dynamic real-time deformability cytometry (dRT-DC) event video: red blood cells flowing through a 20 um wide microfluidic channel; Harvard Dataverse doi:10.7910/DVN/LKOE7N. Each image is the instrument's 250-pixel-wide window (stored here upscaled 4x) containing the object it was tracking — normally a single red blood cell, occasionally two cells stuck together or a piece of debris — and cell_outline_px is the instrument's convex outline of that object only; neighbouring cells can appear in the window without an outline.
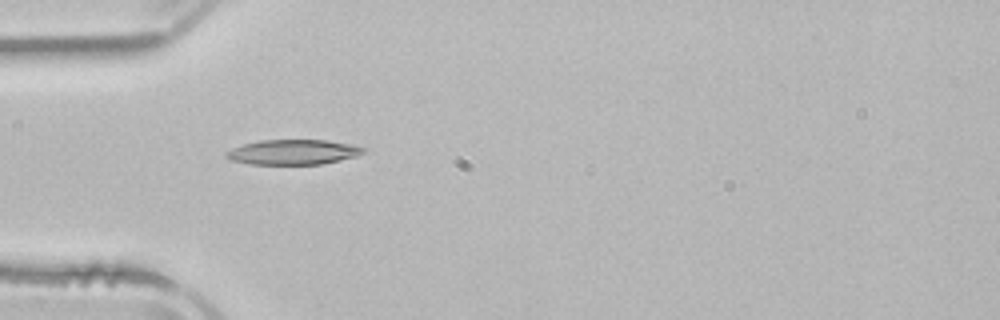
{"species": "common noctule bat (a hibernating species)", "species_latin": "Nyctalus noctula", "temperature_condition": "room temperature", "stored_images_in_passage": 5, "camera_frame_rate_fps": 3000, "um_per_image_px": 0.085, "animal": {"sex": "male", "body_mass_g": 21.5, "forearm_length_mm": 52.0}, "frame": {"image": 1, "passage_image": 4, "time_ms": 5.0, "image_size_px": [1000, 320], "cell_outline_px": [[368, 148], [364, 152], [356, 156], [340, 160], [320, 164], [248, 164], [232, 160], [224, 156], [224, 152], [232, 148], [244, 144], [260, 140], [328, 140]], "centroid_in_image_um": [24.89, 12.92], "position_along_channel_um": 60.1, "area_um2": 19.94}}
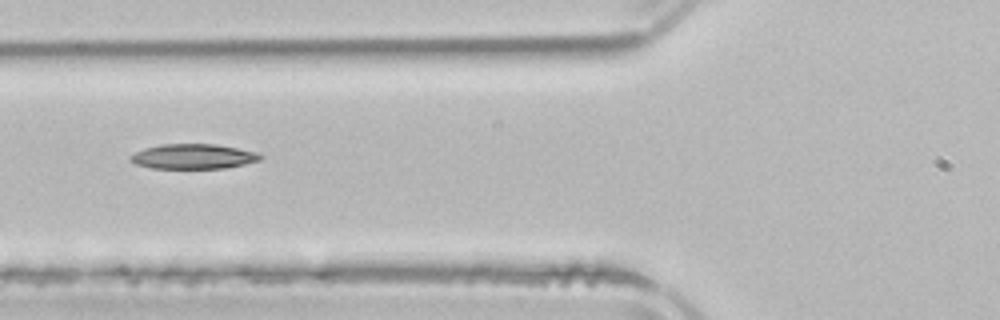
{"frame": {"image": 2, "passage_image": 5, "time_ms": 6.333, "image_size_px": [1000, 320], "cell_outline_px": [[264, 156], [260, 160], [244, 164], [224, 168], [152, 168], [136, 164], [128, 160], [128, 156], [144, 148], [160, 144], [216, 144], [256, 152]], "centroid_in_image_um": [16.39, 13.29], "position_along_channel_um": 109.4, "area_um2": 18.84}}